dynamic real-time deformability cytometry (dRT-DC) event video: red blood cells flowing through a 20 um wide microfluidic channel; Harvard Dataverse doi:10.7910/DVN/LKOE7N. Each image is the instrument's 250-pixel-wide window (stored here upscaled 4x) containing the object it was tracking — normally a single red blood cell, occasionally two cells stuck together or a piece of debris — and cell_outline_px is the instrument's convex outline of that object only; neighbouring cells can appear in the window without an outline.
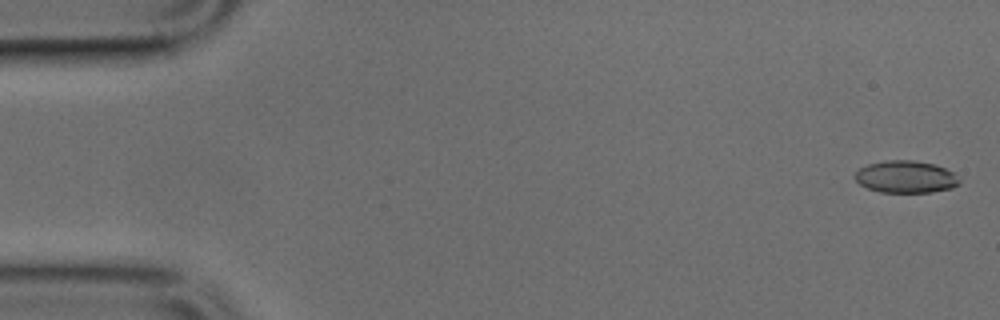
{"species": "common noctule bat (a hibernating species)", "species_latin": "Nyctalus noctula", "temperature_condition": "cold", "stored_images_in_passage": 49, "camera_frame_rate_fps": 3000, "um_per_image_px": 0.085, "animal": {"sex": "male", "body_mass_g": 17.9, "forearm_length_mm": 54.2}, "frame": {"image": 1, "passage_image": 1, "time_ms": 0.0, "image_size_px": [1000, 320], "cell_outline_px": [[960, 184], [952, 188], [932, 192], [880, 192], [868, 188], [860, 184], [852, 176], [860, 168], [868, 164], [884, 160], [912, 160], [932, 164], [944, 168], [952, 172], [960, 180]], "centroid_in_image_um": [76.97, 15.03], "position_along_channel_um": 8.0, "area_um2": 19.54}}
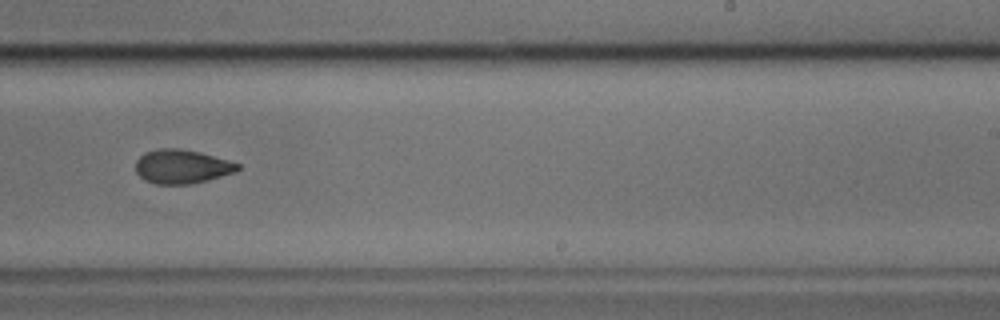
{"frame": {"image": 2, "passage_image": 30, "time_ms": 9.667, "image_size_px": [1000, 320], "cell_outline_px": [[240, 168], [236, 172], [208, 180], [192, 184], [156, 184], [144, 180], [136, 172], [136, 160], [144, 152], [160, 148], [180, 148], [200, 152], [228, 160], [240, 164]], "centroid_in_image_um": [15.46, 14.16], "position_along_channel_um": 273.5, "area_um2": 20.35}}
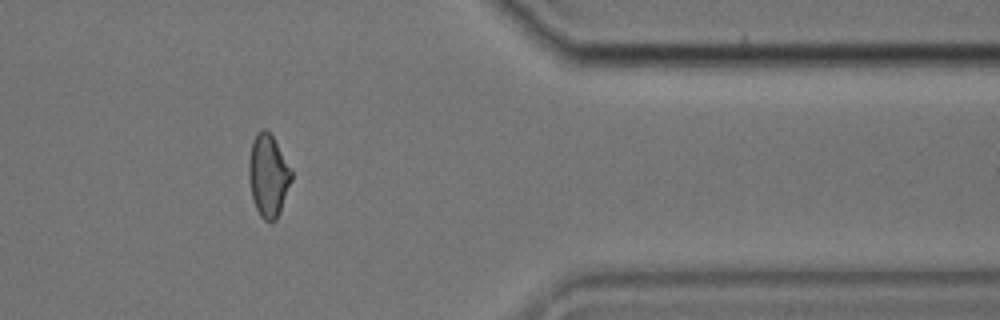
{"frame": {"image": 3, "passage_image": 40, "time_ms": 13.0, "image_size_px": [1000, 320], "cell_outline_px": [[292, 180], [280, 212], [276, 220], [272, 224], [264, 220], [260, 216], [252, 200], [248, 180], [248, 160], [252, 140], [256, 132], [260, 128], [264, 128], [272, 136], [292, 168]], "centroid_in_image_um": [22.79, 14.94], "position_along_channel_um": 388.6, "area_um2": 20.98}}